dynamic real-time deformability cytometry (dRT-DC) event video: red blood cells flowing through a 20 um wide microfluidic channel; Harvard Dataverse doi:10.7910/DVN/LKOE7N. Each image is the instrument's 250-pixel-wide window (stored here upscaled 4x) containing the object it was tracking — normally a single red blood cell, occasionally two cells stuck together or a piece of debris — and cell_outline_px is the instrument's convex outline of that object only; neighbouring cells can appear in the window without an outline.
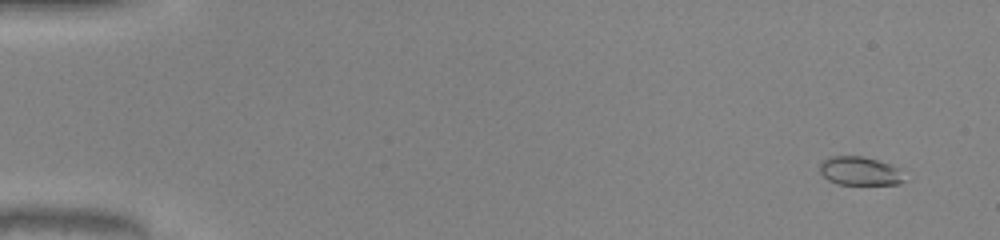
{"species": "common noctule bat (a hibernating species)", "species_latin": "Nyctalus noctula", "temperature_condition": "warm", "stored_images_in_passage": 52, "camera_frame_rate_fps": 3000, "um_per_image_px": 0.085, "animal": {"sex": "male", "body_mass_g": 20.0, "forearm_length_mm": 53.3}, "frame": {"image": 1, "passage_image": 4, "time_ms": 1.0, "image_size_px": [1000, 240], "cell_outline_px": [[904, 180], [900, 184], [840, 184], [828, 180], [820, 172], [820, 160], [832, 156], [860, 156], [876, 160], [900, 168]], "centroid_in_image_um": [73.06, 14.53], "position_along_channel_um": 11.9, "area_um2": 13.99}}
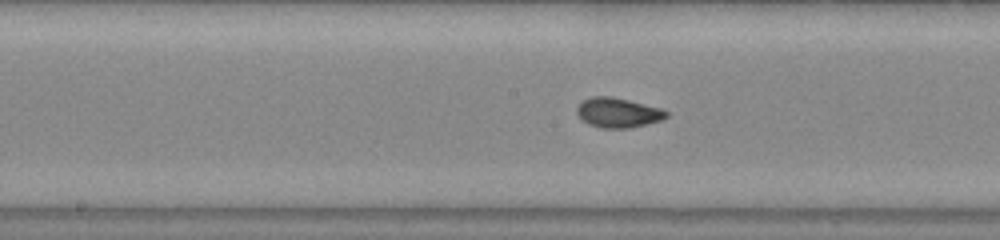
{"frame": {"image": 2, "passage_image": 28, "time_ms": 9.0, "image_size_px": [1000, 240], "cell_outline_px": [[668, 116], [660, 120], [628, 128], [604, 128], [588, 124], [576, 112], [576, 108], [584, 100], [592, 96], [608, 96], [628, 100], [660, 108], [668, 112]], "centroid_in_image_um": [52.52, 9.57], "position_along_channel_um": 195.7, "area_um2": 15.14}}
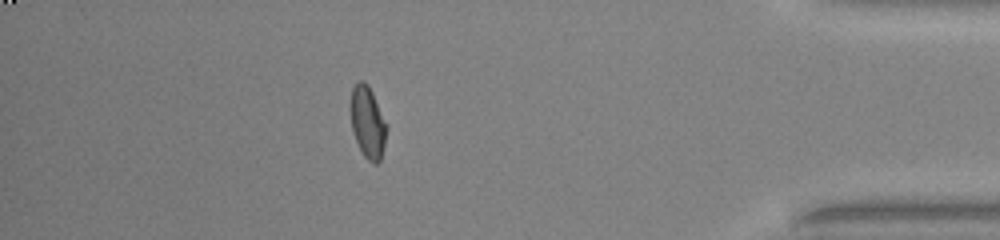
{"frame": {"image": 3, "passage_image": 46, "time_ms": 15.0, "image_size_px": [1000, 240], "cell_outline_px": [[388, 128], [380, 160], [376, 164], [372, 164], [364, 156], [352, 132], [348, 108], [348, 104], [352, 88], [356, 80], [364, 80], [368, 84], [388, 124]], "centroid_in_image_um": [31.22, 10.33], "position_along_channel_um": 404.0, "area_um2": 15.72}, "authors_computed_cell_mechanics": {"area_um2": 14.8546, "velocity_mm_per_s": 4.1369, "shape_relaxation_time_tau1_ms": 3.7166, "shape_relaxation_time_tau2_ms": 0.7313, "deformation_change_tau1": 0.1527, "deformation_change_tau2": 0.0437}}